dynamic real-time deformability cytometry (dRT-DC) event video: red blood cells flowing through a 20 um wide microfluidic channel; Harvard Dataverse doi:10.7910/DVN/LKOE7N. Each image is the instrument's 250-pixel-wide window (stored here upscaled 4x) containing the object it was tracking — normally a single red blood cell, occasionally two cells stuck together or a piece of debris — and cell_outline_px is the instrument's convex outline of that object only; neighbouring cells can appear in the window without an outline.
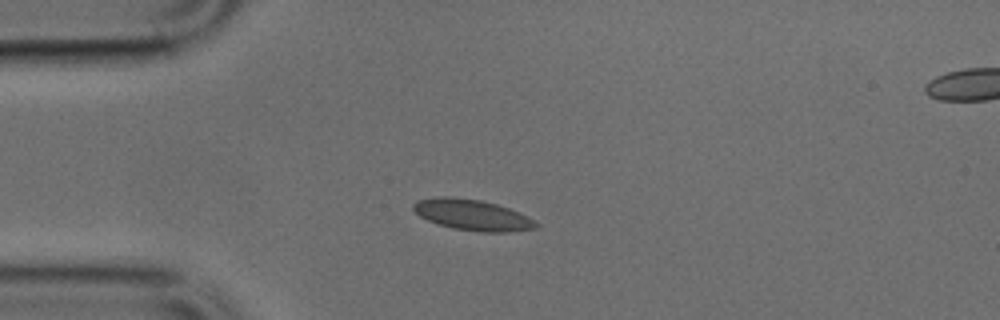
{"species": "common noctule bat (a hibernating species)", "species_latin": "Nyctalus noctula", "temperature_condition": "cold", "stored_images_in_passage": 40, "segment_of_instrument_passage": [1, 2], "camera_frame_rate_fps": 3000, "um_per_image_px": 0.085, "animal": {"sex": "male", "body_mass_g": 17.9, "forearm_length_mm": 54.2}, "frame": {"image": 1, "passage_image": 1, "time_ms": 0.0, "image_size_px": [1000, 320], "cell_outline_px": [[540, 224], [536, 228], [508, 232], [484, 232], [452, 228], [428, 220], [420, 216], [412, 208], [412, 204], [416, 200], [436, 196], [448, 196], [480, 200], [496, 204], [520, 212], [528, 216]], "centroid_in_image_um": [40.15, 18.26], "position_along_channel_um": 44.9, "area_um2": 22.08}}
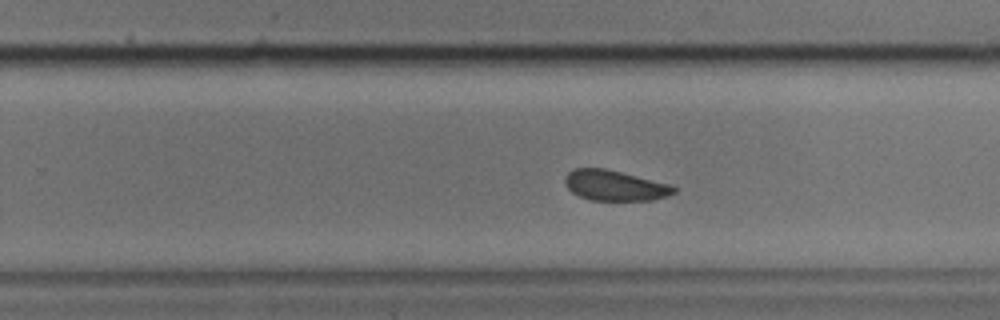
{"frame": {"image": 2, "passage_image": 20, "time_ms": 6.333, "image_size_px": [1000, 320], "cell_outline_px": [[676, 192], [668, 196], [652, 200], [588, 200], [572, 192], [568, 188], [564, 180], [564, 176], [572, 168], [604, 168], [672, 184], [676, 188]], "centroid_in_image_um": [52.26, 15.76], "position_along_channel_um": 277.5, "area_um2": 19.42}}
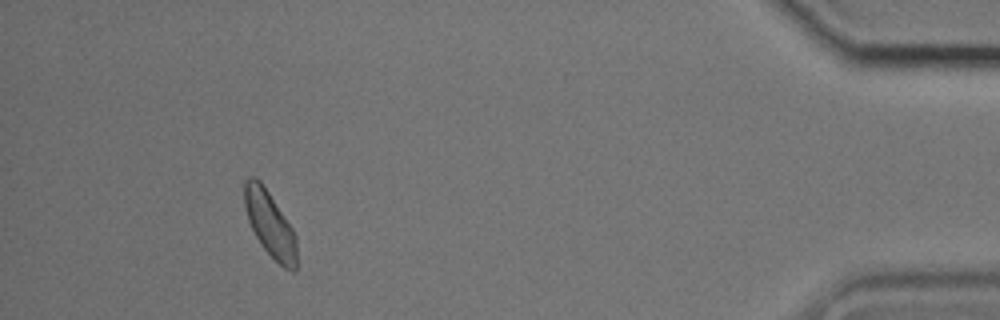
{"frame": {"image": 3, "passage_image": 35, "time_ms": 11.333, "image_size_px": [1000, 320], "cell_outline_px": [[296, 272], [292, 272], [284, 268], [260, 244], [248, 220], [244, 204], [244, 180], [248, 176], [252, 176], [260, 180], [292, 228], [296, 236]], "centroid_in_image_um": [22.93, 19.04], "position_along_channel_um": 412.3, "area_um2": 19.71}}